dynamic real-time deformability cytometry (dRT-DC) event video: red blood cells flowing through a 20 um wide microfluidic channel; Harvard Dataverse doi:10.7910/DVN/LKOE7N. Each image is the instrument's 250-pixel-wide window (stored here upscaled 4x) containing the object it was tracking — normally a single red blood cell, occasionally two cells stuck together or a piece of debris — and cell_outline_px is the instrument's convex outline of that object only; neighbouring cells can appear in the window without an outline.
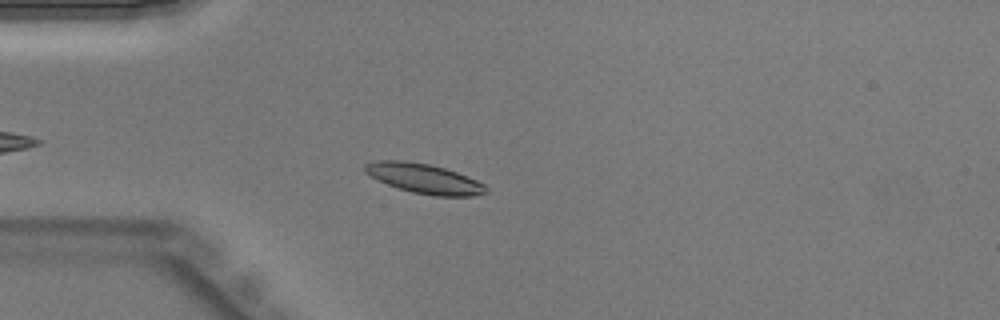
{"species": "Egyptian fruit bat (a non-hibernating species)", "species_latin": "Rousettus aegyptiacus", "temperature_condition": "warm", "stored_images_in_passage": 38, "camera_frame_rate_fps": 3000, "um_per_image_px": 0.085, "animal": {"sex": "male"}, "frame": {"image": 1, "passage_image": 6, "time_ms": 1.667, "image_size_px": [1000, 320], "cell_outline_px": [[488, 188], [484, 192], [476, 196], [432, 196], [412, 192], [388, 184], [364, 172], [364, 164], [376, 160], [404, 160], [428, 164], [444, 168], [456, 172], [476, 180], [484, 184]], "centroid_in_image_um": [36.04, 15.17], "position_along_channel_um": 49.0, "area_um2": 20.75}}
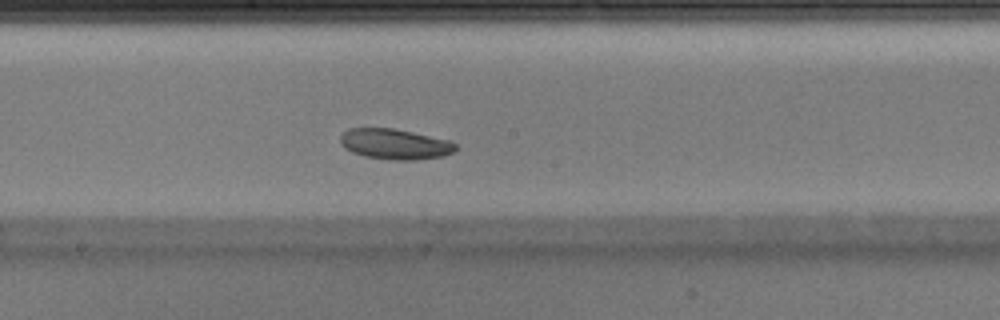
{"frame": {"image": 2, "passage_image": 18, "time_ms": 5.667, "image_size_px": [1000, 320], "cell_outline_px": [[456, 148], [452, 152], [444, 156], [416, 160], [388, 160], [364, 156], [352, 152], [344, 148], [340, 144], [340, 136], [348, 128], [392, 128], [412, 132], [448, 140], [456, 144]], "centroid_in_image_um": [33.53, 12.25], "position_along_channel_um": 214.7, "area_um2": 20.52}}
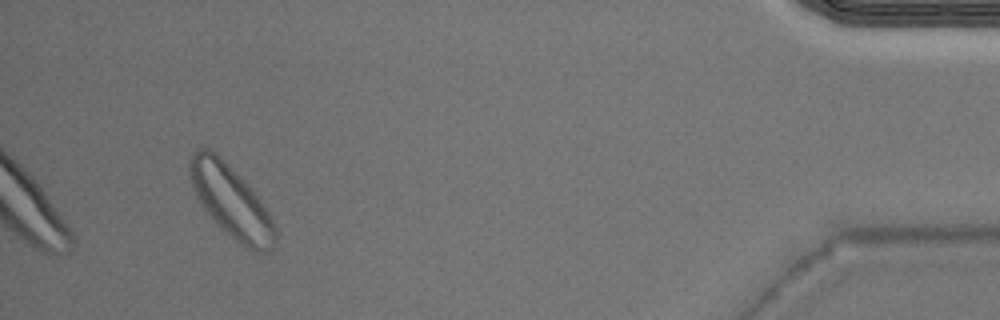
{"frame": {"image": 3, "passage_image": 36, "time_ms": 11.667, "image_size_px": [1000, 320], "cell_outline_px": [[276, 244], [268, 252], [252, 252], [244, 248], [204, 208], [196, 196], [192, 188], [188, 172], [188, 160], [192, 152], [196, 148], [208, 148], [216, 152], [252, 188], [276, 224]], "centroid_in_image_um": [19.65, 17.09], "position_along_channel_um": 415.6, "area_um2": 35.95}}